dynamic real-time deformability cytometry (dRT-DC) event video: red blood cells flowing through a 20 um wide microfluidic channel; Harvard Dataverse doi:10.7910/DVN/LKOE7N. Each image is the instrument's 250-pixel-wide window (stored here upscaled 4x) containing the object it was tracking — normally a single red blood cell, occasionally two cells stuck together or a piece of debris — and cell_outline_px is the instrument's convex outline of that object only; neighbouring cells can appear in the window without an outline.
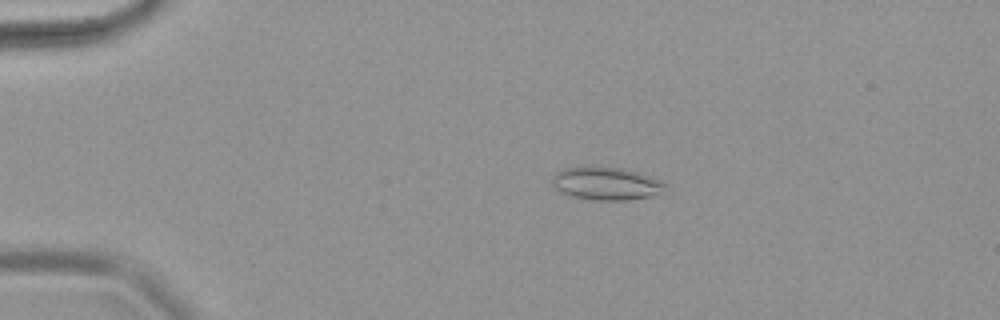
{"species": "common noctule bat (a hibernating species)", "species_latin": "Nyctalus noctula", "temperature_condition": "warm", "stored_images_in_passage": 48, "camera_frame_rate_fps": 3000, "um_per_image_px": 0.085, "animal": {"sex": "female", "body_mass_g": 18.4}, "frame": {"image": 1, "passage_image": 11, "time_ms": 3.333, "image_size_px": [1000, 320], "cell_outline_px": [[664, 184], [656, 192], [648, 196], [624, 200], [596, 200], [572, 196], [556, 188], [552, 184], [552, 176], [560, 168], [584, 164], [592, 164], [620, 168], [640, 172], [660, 180]], "centroid_in_image_um": [51.39, 15.53], "position_along_channel_um": 33.6, "area_um2": 21.73}}
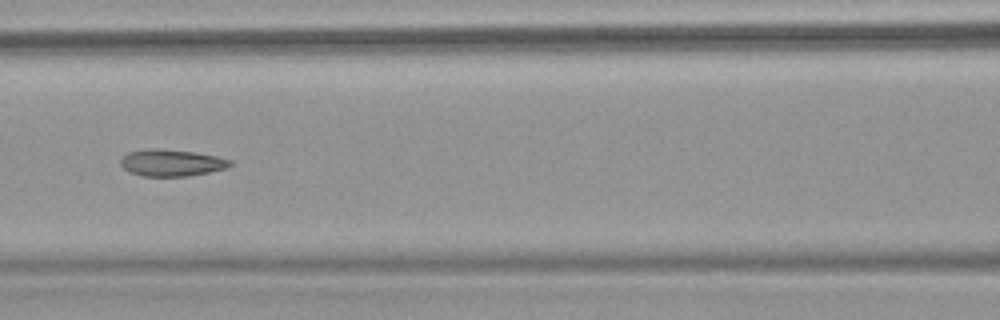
{"frame": {"image": 2, "passage_image": 27, "time_ms": 8.667, "image_size_px": [1000, 320], "cell_outline_px": [[232, 164], [228, 168], [188, 176], [144, 176], [132, 172], [124, 168], [120, 164], [120, 160], [128, 152], [148, 148], [156, 148], [196, 152], [216, 156], [232, 160]], "centroid_in_image_um": [14.6, 13.82], "position_along_channel_um": 152.0, "area_um2": 17.05}}
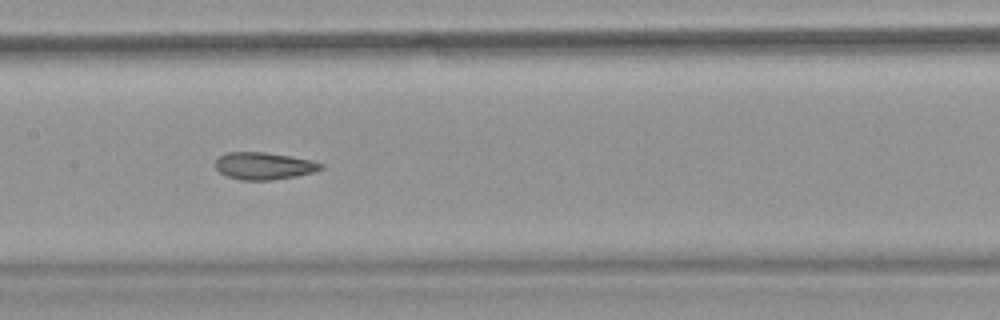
{"frame": {"image": 3, "passage_image": 30, "time_ms": 9.667, "image_size_px": [1000, 320], "cell_outline_px": [[324, 168], [312, 172], [296, 176], [272, 180], [240, 180], [228, 176], [220, 172], [216, 168], [216, 160], [224, 152], [264, 152], [312, 160], [324, 164]], "centroid_in_image_um": [22.44, 14.1], "position_along_channel_um": 185.0, "area_um2": 16.65}}